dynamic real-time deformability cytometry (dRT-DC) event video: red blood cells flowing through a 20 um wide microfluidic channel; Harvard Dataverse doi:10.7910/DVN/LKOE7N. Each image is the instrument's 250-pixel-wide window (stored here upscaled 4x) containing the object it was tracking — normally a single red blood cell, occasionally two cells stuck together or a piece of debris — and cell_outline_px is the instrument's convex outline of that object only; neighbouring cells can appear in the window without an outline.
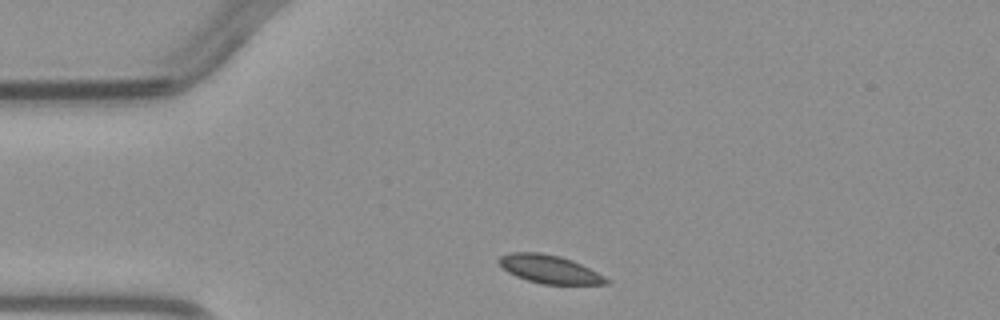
{"species": "common noctule bat (a hibernating species)", "species_latin": "Nyctalus noctula", "temperature_condition": "warm", "stored_images_in_passage": 3, "camera_frame_rate_fps": 3000, "um_per_image_px": 0.085, "animal": {"sex": "male", "body_mass_g": 23.1, "forearm_length_mm": 52.7}, "frame": {"image": 1, "passage_image": 1, "time_ms": 0.0, "image_size_px": [1000, 320], "cell_outline_px": [[608, 284], [540, 284], [516, 276], [508, 272], [496, 260], [500, 256], [512, 252], [540, 252], [560, 256], [572, 260], [604, 276], [608, 280]], "centroid_in_image_um": [46.67, 22.87], "position_along_channel_um": 38.3, "area_um2": 17.46}}
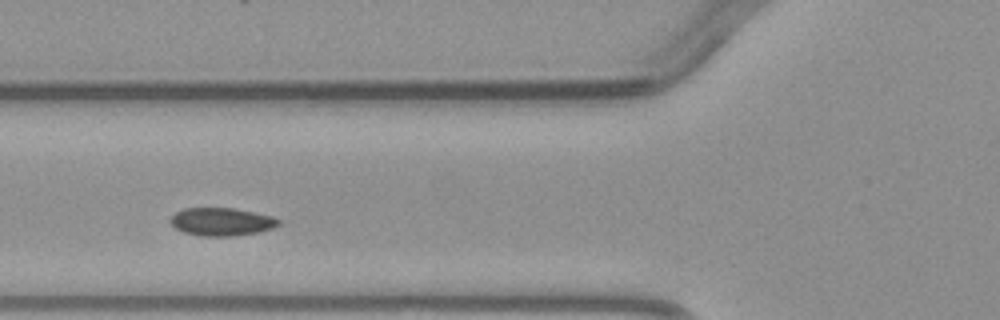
{"frame": {"image": 2, "passage_image": 3, "time_ms": 2.333, "image_size_px": [1000, 320], "cell_outline_px": [[280, 224], [272, 228], [260, 232], [232, 236], [200, 236], [184, 232], [176, 228], [168, 220], [176, 212], [184, 208], [232, 208], [272, 216], [280, 220]], "centroid_in_image_um": [18.83, 18.85], "position_along_channel_um": 107.0, "area_um2": 17.57}}